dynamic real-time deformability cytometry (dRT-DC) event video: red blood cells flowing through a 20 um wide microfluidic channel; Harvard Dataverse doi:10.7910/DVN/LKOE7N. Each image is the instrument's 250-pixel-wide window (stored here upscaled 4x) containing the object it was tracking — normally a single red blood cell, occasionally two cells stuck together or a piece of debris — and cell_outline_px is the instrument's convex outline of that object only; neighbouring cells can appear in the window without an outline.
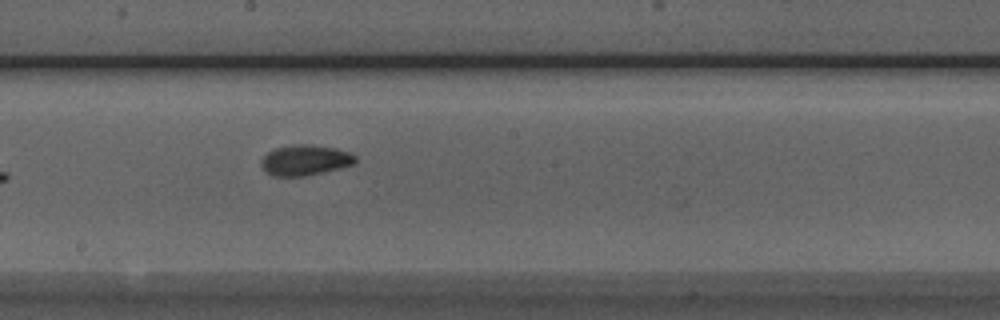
{"species": "Egyptian fruit bat (a non-hibernating species)", "species_latin": "Rousettus aegyptiacus", "temperature_condition": "room temperature", "stored_images_in_passage": 9, "camera_frame_rate_fps": 3000, "um_per_image_px": 0.085, "animal": {"sex": "male"}, "frame": {"image": 1, "passage_image": 9, "time_ms": 9.333, "image_size_px": [1000, 320], "cell_outline_px": [[356, 164], [340, 168], [304, 176], [272, 176], [260, 164], [260, 160], [268, 152], [276, 148], [296, 144], [308, 144], [336, 148], [348, 152], [356, 156]], "centroid_in_image_um": [25.95, 13.61], "position_along_channel_um": 222.3, "area_um2": 16.65}}